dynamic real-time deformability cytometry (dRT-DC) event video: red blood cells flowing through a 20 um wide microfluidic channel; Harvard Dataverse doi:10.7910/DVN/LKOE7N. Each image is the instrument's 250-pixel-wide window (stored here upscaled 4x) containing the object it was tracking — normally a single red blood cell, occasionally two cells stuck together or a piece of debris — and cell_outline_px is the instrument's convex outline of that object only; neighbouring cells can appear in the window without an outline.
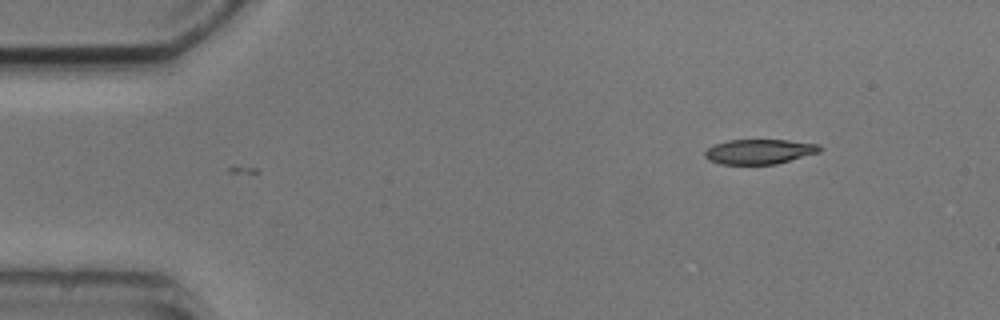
{"species": "common noctule bat (a hibernating species)", "species_latin": "Nyctalus noctula", "temperature_condition": "cold", "stored_images_in_passage": 2, "camera_frame_rate_fps": 3000, "um_per_image_px": 0.085, "animal": {"sex": "male", "body_mass_g": 20.5, "forearm_length_mm": 52.5}, "frame": {"image": 1, "passage_image": 2, "time_ms": 1.333, "image_size_px": [1000, 320], "cell_outline_px": [[824, 148], [820, 152], [776, 164], [720, 164], [708, 160], [704, 156], [704, 152], [712, 144], [728, 140], [788, 140], [820, 144]], "centroid_in_image_um": [64.55, 12.88], "position_along_channel_um": 20.5, "area_um2": 16.82}}